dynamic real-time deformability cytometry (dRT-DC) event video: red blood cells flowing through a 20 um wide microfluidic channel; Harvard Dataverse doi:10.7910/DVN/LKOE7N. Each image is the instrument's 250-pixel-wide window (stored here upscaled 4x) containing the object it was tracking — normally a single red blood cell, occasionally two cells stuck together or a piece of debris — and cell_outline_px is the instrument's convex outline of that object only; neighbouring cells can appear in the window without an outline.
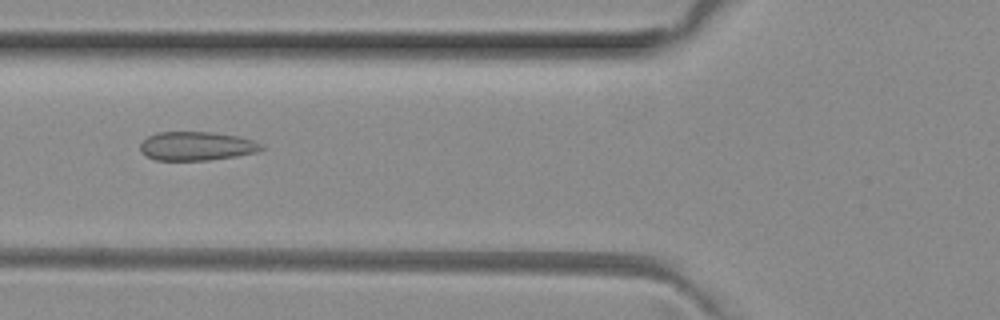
{"species": "common noctule bat (a hibernating species)", "species_latin": "Nyctalus noctula", "temperature_condition": "room temperature", "stored_images_in_passage": 4, "camera_frame_rate_fps": 3000, "um_per_image_px": 0.085, "animal": {"sex": "female", "body_mass_g": 29.2, "forearm_length_mm": 56.3}, "frame": {"image": 1, "passage_image": 4, "time_ms": 1.0, "image_size_px": [1000, 320], "cell_outline_px": [[264, 148], [256, 152], [236, 156], [208, 160], [156, 160], [140, 152], [140, 144], [148, 136], [156, 132], [212, 132], [236, 136], [252, 140], [264, 144]], "centroid_in_image_um": [16.7, 12.41], "position_along_channel_um": 109.1, "area_um2": 20.29}}